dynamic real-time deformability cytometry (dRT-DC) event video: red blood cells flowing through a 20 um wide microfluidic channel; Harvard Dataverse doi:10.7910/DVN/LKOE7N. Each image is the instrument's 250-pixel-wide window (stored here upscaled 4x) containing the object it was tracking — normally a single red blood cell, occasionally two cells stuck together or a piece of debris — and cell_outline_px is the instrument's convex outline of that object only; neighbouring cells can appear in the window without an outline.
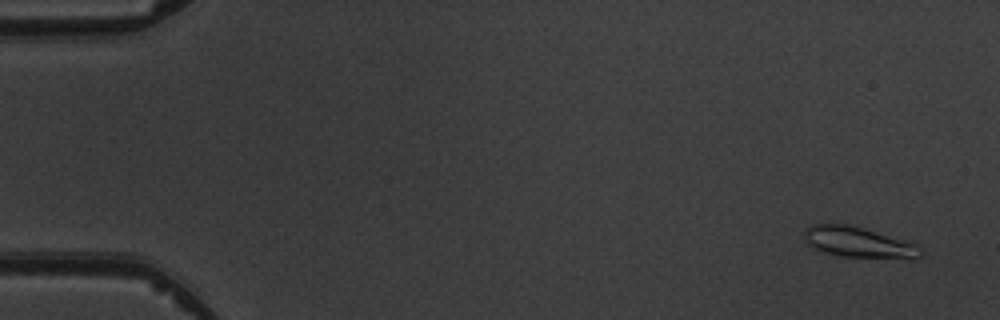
{"species": "common noctule bat (a hibernating species)", "species_latin": "Nyctalus noctula", "temperature_condition": "warm", "stored_images_in_passage": 9, "camera_frame_rate_fps": 3000, "um_per_image_px": 0.085, "animal": {"sex": "male", "body_mass_g": 19.5, "forearm_length_mm": 54.6}, "frame": {"image": 1, "passage_image": 1, "time_ms": 0.0, "image_size_px": [1000, 320], "cell_outline_px": [[924, 252], [916, 260], [912, 260], [844, 256], [820, 252], [812, 248], [804, 240], [804, 228], [812, 224], [852, 224], [916, 244], [924, 248]], "centroid_in_image_um": [73.01, 20.61], "position_along_channel_um": 12.0, "area_um2": 21.44}}
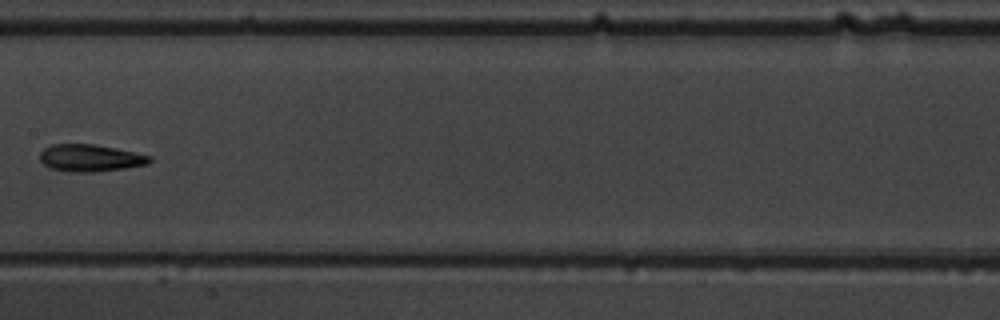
{"frame": {"image": 2, "passage_image": 8, "time_ms": 8.333, "image_size_px": [1000, 320], "cell_outline_px": [[152, 160], [148, 164], [128, 168], [92, 172], [72, 172], [52, 168], [44, 164], [40, 160], [40, 152], [44, 148], [52, 144], [92, 144], [116, 148], [152, 156]], "centroid_in_image_um": [7.7, 13.43], "position_along_channel_um": 199.7, "area_um2": 17.34}}
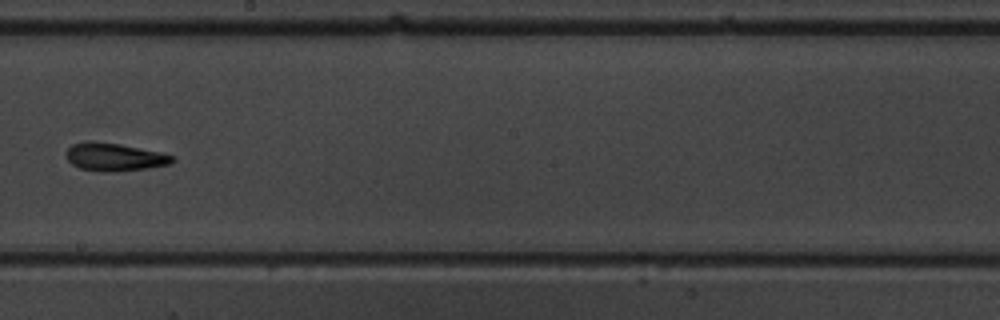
{"frame": {"image": 3, "passage_image": 9, "time_ms": 9.333, "image_size_px": [1000, 320], "cell_outline_px": [[176, 160], [168, 164], [148, 168], [116, 172], [100, 172], [80, 168], [72, 164], [64, 156], [64, 152], [72, 144], [120, 144], [160, 152], [176, 156]], "centroid_in_image_um": [9.77, 13.39], "position_along_channel_um": 238.4, "area_um2": 16.88}}